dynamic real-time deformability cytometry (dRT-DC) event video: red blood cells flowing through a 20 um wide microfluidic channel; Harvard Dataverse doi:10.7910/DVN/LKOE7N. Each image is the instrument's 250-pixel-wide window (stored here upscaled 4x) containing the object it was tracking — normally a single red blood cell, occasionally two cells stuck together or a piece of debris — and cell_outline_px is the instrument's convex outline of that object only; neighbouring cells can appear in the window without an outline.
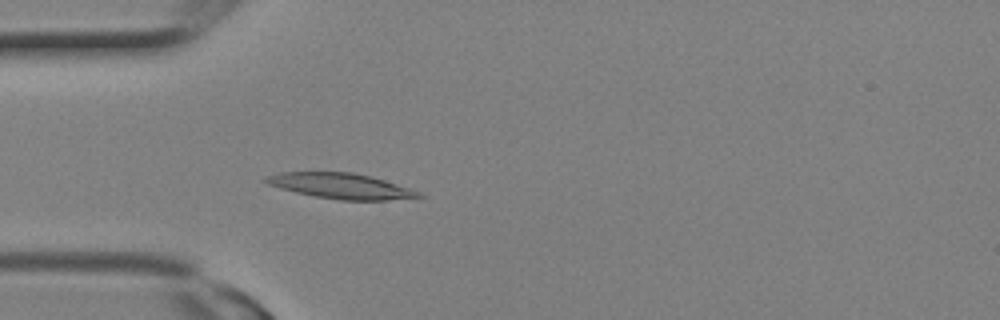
{"species": "Egyptian fruit bat (a non-hibernating species)", "species_latin": "Rousettus aegyptiacus", "temperature_condition": "room temperature", "stored_images_in_passage": 3, "camera_frame_rate_fps": 3000, "um_per_image_px": 0.085, "animal": {"sex": "female"}, "frame": {"image": 1, "passage_image": 3, "time_ms": 0.667, "image_size_px": [1000, 320], "cell_outline_px": [[428, 196], [388, 200], [340, 200], [316, 196], [296, 192], [280, 188], [268, 184], [264, 180], [264, 176], [280, 172], [352, 172], [384, 180], [420, 192]], "centroid_in_image_um": [28.96, 15.8], "position_along_channel_um": 56.0, "area_um2": 22.43}}